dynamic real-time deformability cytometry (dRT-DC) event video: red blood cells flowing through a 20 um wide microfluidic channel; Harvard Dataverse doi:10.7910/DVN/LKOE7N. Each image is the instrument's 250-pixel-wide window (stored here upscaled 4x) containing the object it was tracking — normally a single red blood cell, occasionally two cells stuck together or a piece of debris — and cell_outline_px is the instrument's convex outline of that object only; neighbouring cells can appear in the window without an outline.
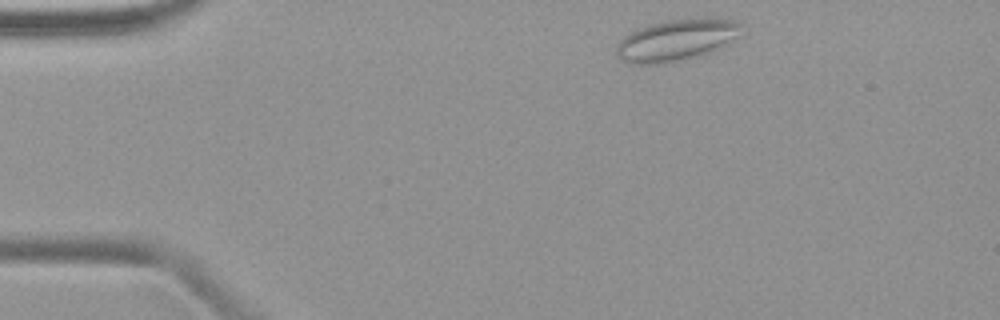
{"species": "common noctule bat (a hibernating species)", "species_latin": "Nyctalus noctula", "temperature_condition": "warm", "stored_images_in_passage": 43, "camera_frame_rate_fps": 3000, "um_per_image_px": 0.085, "animal": {"sex": "female", "body_mass_g": 19.9}, "frame": {"image": 1, "passage_image": 2, "time_ms": 0.333, "image_size_px": [1000, 320], "cell_outline_px": [[744, 24], [740, 36], [728, 44], [720, 48], [700, 56], [656, 64], [628, 64], [620, 60], [616, 56], [616, 44], [628, 32], [636, 28], [648, 24], [664, 20], [708, 16], [716, 16], [732, 20]], "centroid_in_image_um": [57.52, 3.37], "position_along_channel_um": 27.5, "area_um2": 31.33}}
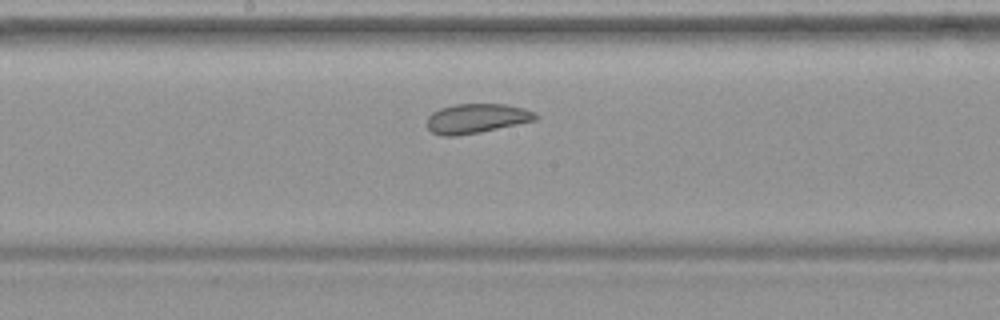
{"frame": {"image": 2, "passage_image": 20, "time_ms": 6.333, "image_size_px": [1000, 320], "cell_outline_px": [[540, 116], [536, 120], [480, 132], [456, 136], [440, 136], [432, 132], [428, 128], [428, 116], [432, 112], [440, 108], [456, 104], [504, 104], [524, 108], [536, 112]], "centroid_in_image_um": [40.52, 10.07], "position_along_channel_um": 207.7, "area_um2": 18.73}}
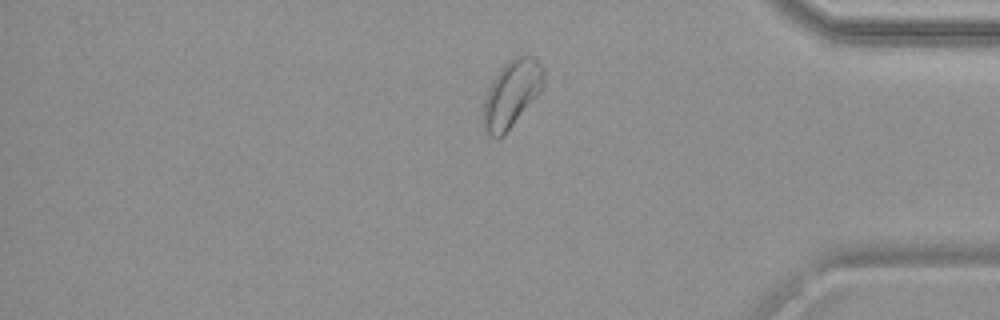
{"frame": {"image": 3, "passage_image": 35, "time_ms": 11.333, "image_size_px": [1000, 320], "cell_outline_px": [[544, 88], [504, 136], [496, 140], [488, 136], [484, 132], [480, 116], [484, 100], [488, 88], [492, 80], [500, 68], [508, 60], [520, 52], [532, 56], [544, 68]], "centroid_in_image_um": [43.45, 8.0], "position_along_channel_um": 391.7, "area_um2": 24.62}}